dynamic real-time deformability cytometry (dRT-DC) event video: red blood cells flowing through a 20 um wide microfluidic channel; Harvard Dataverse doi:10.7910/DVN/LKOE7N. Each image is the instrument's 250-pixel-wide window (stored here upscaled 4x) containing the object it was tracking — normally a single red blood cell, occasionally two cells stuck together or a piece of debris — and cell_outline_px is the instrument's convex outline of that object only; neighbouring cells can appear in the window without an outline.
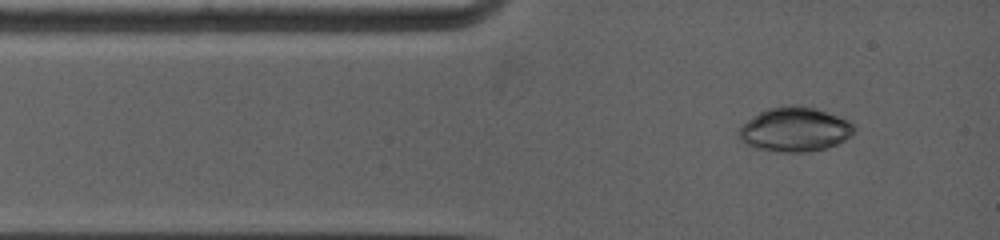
{"species": "common noctule bat (a hibernating species)", "species_latin": "Nyctalus noctula", "temperature_condition": "warm", "stored_images_in_passage": 4, "camera_frame_rate_fps": 5000, "um_per_image_px": 0.085, "animal": {"sex": "female", "body_mass_g": 19.0, "forearm_length_mm": 53.3}, "frame": {"image": 1, "passage_image": 1, "time_ms": 0.0, "image_size_px": [1000, 240], "cell_outline_px": [[856, 132], [852, 136], [828, 148], [804, 152], [784, 152], [752, 148], [744, 144], [736, 136], [736, 132], [752, 116], [768, 108], [788, 104], [796, 104], [816, 108], [848, 120], [856, 128]], "centroid_in_image_um": [67.54, 11.0], "position_along_channel_um": 17.5, "area_um2": 30.23}}
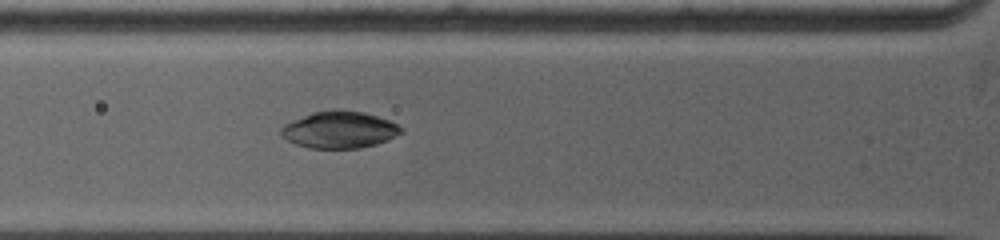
{"frame": {"image": 2, "passage_image": 4, "time_ms": 2.6, "image_size_px": [1000, 240], "cell_outline_px": [[404, 132], [388, 140], [376, 144], [360, 148], [308, 148], [296, 144], [280, 136], [280, 128], [284, 124], [312, 112], [332, 108], [340, 108], [364, 112], [388, 120], [404, 128]], "centroid_in_image_um": [28.85, 11.01], "position_along_channel_um": 97.0, "area_um2": 26.18}}